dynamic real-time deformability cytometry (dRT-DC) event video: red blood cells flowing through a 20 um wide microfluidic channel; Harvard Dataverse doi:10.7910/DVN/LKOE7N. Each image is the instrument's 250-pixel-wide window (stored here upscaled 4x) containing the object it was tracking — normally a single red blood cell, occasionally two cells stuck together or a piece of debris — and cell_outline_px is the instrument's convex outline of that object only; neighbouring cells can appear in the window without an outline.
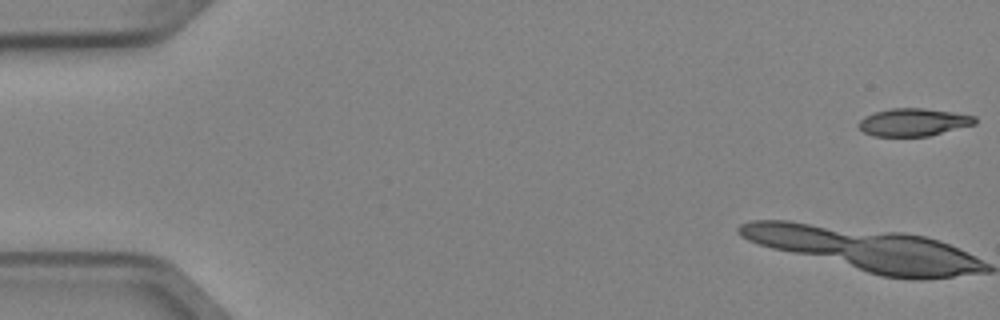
{"species": "Egyptian fruit bat (a non-hibernating species)", "species_latin": "Rousettus aegyptiacus", "temperature_condition": "cold", "stored_images_in_passage": 5, "camera_frame_rate_fps": 3000, "um_per_image_px": 0.085, "animal": {"sex": "female"}, "frame": {"image": 1, "passage_image": 1, "time_ms": 0.0, "image_size_px": [1000, 320], "cell_outline_px": [[976, 124], [928, 136], [872, 136], [864, 132], [856, 124], [864, 116], [876, 112], [892, 108], [924, 108], [952, 112], [976, 116]], "centroid_in_image_um": [77.63, 10.39], "position_along_channel_um": 7.4, "area_um2": 18.73}}